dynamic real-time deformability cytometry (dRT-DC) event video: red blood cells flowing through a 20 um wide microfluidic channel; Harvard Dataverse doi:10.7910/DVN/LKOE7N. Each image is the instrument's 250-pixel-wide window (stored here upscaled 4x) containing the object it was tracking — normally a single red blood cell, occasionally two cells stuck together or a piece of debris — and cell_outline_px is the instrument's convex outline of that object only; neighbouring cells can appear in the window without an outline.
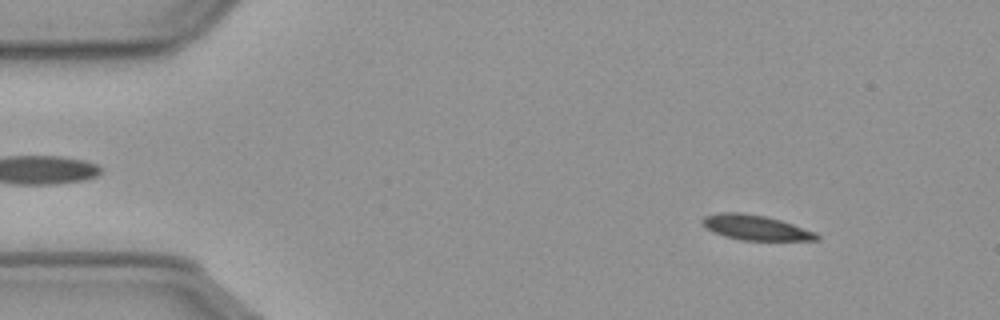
{"species": "common noctule bat (a hibernating species)", "species_latin": "Nyctalus noctula", "temperature_condition": "cold", "stored_images_in_passage": 54, "camera_frame_rate_fps": 3000, "um_per_image_px": 0.085, "animal": {"sex": "male", "body_mass_g": 23.1, "forearm_length_mm": 52.7}, "frame": {"image": 1, "passage_image": 4, "time_ms": 1.0, "image_size_px": [1000, 320], "cell_outline_px": [[820, 240], [740, 240], [724, 236], [708, 228], [700, 220], [704, 216], [720, 212], [744, 212], [764, 216], [780, 220], [816, 232], [820, 236]], "centroid_in_image_um": [64.24, 19.34], "position_along_channel_um": 20.8, "area_um2": 16.53}}
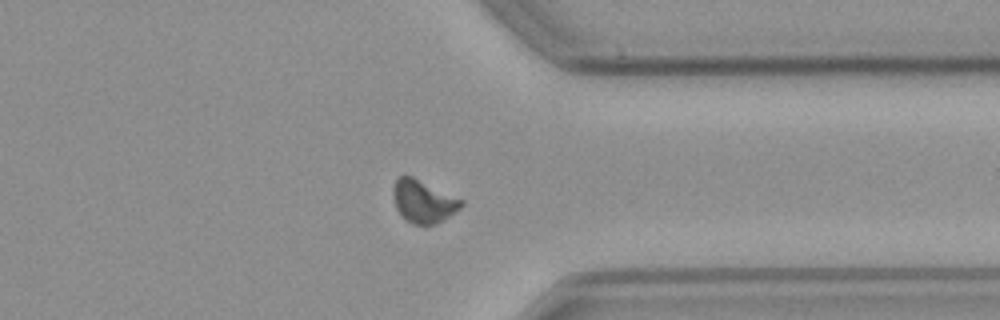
{"frame": {"image": 2, "passage_image": 41, "time_ms": 13.333, "image_size_px": [1000, 320], "cell_outline_px": [[464, 204], [460, 208], [436, 224], [412, 224], [404, 220], [396, 208], [392, 192], [396, 180], [400, 176], [412, 176], [464, 200]], "centroid_in_image_um": [35.97, 17.12], "position_along_channel_um": 375.4, "area_um2": 16.82}}
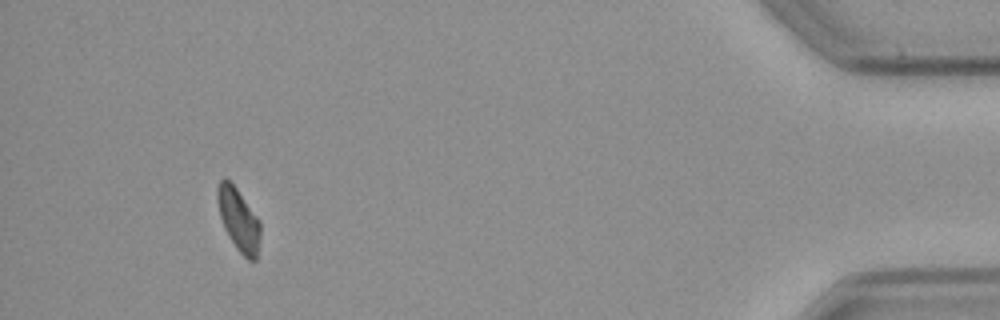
{"frame": {"image": 3, "passage_image": 50, "time_ms": 16.333, "image_size_px": [1000, 320], "cell_outline_px": [[260, 236], [256, 260], [248, 260], [236, 248], [228, 236], [224, 228], [220, 216], [216, 196], [216, 188], [220, 180], [224, 176], [236, 188], [260, 220]], "centroid_in_image_um": [20.27, 18.66], "position_along_channel_um": 414.9, "area_um2": 15.66}}